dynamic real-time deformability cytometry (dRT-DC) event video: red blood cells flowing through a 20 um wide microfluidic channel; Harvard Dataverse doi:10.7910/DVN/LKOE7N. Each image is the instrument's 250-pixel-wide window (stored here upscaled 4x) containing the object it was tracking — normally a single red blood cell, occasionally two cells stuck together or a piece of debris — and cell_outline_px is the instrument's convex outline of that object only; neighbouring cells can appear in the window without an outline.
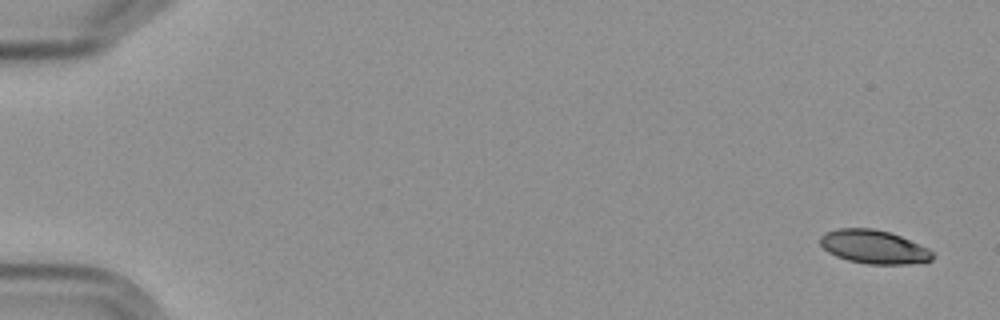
{"species": "Egyptian fruit bat (a non-hibernating species)", "species_latin": "Rousettus aegyptiacus", "temperature_condition": "cold", "stored_images_in_passage": 6, "camera_frame_rate_fps": 3000, "um_per_image_px": 0.085, "frame": {"image": 1, "passage_image": 1, "time_ms": 0.0, "image_size_px": [1000, 320], "cell_outline_px": [[936, 256], [932, 260], [908, 264], [868, 264], [848, 260], [836, 256], [828, 252], [820, 244], [820, 236], [824, 232], [840, 228], [872, 228], [888, 232], [900, 236], [928, 248]], "centroid_in_image_um": [74.26, 20.98], "position_along_channel_um": 10.7, "area_um2": 21.96}}
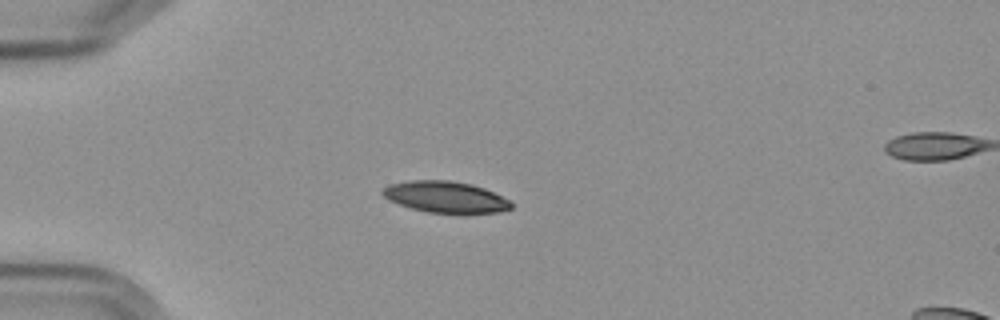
{"frame": {"image": 2, "passage_image": 5, "time_ms": 4.667, "image_size_px": [1000, 320], "cell_outline_px": [[512, 208], [500, 212], [428, 212], [412, 208], [388, 200], [380, 192], [388, 184], [408, 180], [448, 180], [472, 184], [484, 188], [512, 200]], "centroid_in_image_um": [37.87, 16.72], "position_along_channel_um": 47.1, "area_um2": 23.35}}